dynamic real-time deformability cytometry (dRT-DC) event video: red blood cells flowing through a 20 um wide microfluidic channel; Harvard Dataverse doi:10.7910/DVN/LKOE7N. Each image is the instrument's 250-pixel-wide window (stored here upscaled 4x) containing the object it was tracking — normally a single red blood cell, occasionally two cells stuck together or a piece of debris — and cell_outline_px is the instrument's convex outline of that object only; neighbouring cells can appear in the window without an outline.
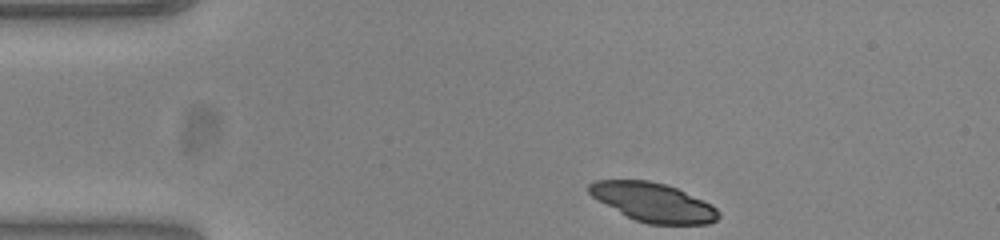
{"species": "common noctule bat (a hibernating species)", "species_latin": "Nyctalus noctula", "temperature_condition": "warm", "stored_images_in_passage": 36, "camera_frame_rate_fps": 3000, "um_per_image_px": 0.085, "animal": {"sex": "female", "body_mass_g": 23.0, "forearm_length_mm": 53.4}, "frame": {"image": 1, "passage_image": 1, "time_ms": 0.0, "image_size_px": [1000, 240], "cell_outline_px": [[720, 216], [716, 220], [708, 224], [648, 224], [636, 220], [620, 212], [592, 196], [588, 192], [588, 184], [596, 180], [648, 180], [664, 184], [676, 188], [712, 204], [720, 212]], "centroid_in_image_um": [55.55, 17.19], "position_along_channel_um": 29.5, "area_um2": 29.02}}